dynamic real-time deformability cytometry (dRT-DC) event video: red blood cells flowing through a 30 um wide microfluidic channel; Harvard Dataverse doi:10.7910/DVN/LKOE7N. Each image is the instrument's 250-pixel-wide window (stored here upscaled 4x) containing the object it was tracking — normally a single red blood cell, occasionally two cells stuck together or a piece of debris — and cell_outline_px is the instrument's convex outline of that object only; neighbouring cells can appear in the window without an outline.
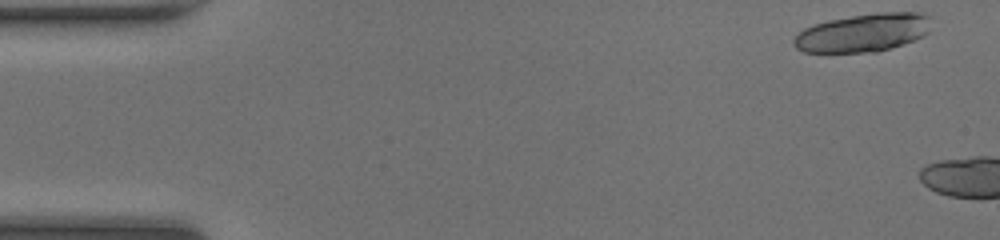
{"species": "common noctule bat (a hibernating species)", "species_latin": "Nyctalus noctula", "temperature_condition": "room temperature", "stored_images_in_passage": 6, "camera_frame_rate_fps": 3000, "um_per_image_px": 0.085, "animal": {"sex": "female", "body_mass_g": 20.0, "forearm_length_mm": 54.0}, "frame": {"image": 1, "passage_image": 1, "time_ms": 0.0, "image_size_px": [1000, 240], "cell_outline_px": [[932, 16], [928, 32], [924, 36], [904, 44], [892, 48], [876, 52], [804, 52], [796, 48], [792, 44], [792, 40], [804, 28], [812, 24], [828, 20], [876, 12], [920, 12]], "centroid_in_image_um": [73.39, 2.77], "position_along_channel_um": 11.6, "area_um2": 30.92}}